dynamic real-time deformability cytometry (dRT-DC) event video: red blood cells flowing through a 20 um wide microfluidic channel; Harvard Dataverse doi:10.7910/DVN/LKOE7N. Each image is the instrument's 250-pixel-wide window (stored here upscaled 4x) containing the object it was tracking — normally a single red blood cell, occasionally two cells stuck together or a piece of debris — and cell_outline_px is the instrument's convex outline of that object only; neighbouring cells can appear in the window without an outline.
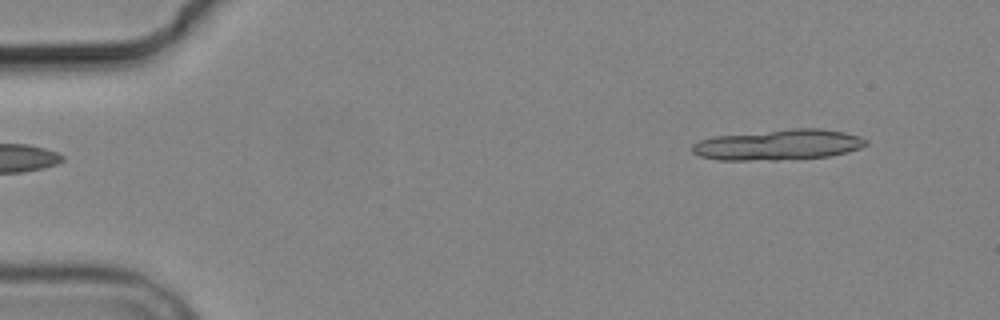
{"species": "common noctule bat (a hibernating species)", "species_latin": "Nyctalus noctula", "temperature_condition": "cold", "stored_images_in_passage": 3, "segment_of_instrument_passage": [2, 2], "camera_frame_rate_fps": 3000, "um_per_image_px": 0.085, "animal": {"sex": "male", "body_mass_g": 19.2, "forearm_length_mm": 51.8}, "frame": {"image": 1, "passage_image": 3, "time_ms": 2.333, "image_size_px": [1000, 320], "cell_outline_px": [[868, 144], [860, 148], [848, 152], [828, 156], [796, 160], [716, 160], [700, 156], [692, 152], [692, 144], [700, 140], [712, 136], [792, 128], [820, 128], [844, 132], [860, 136], [868, 140]], "centroid_in_image_um": [66.18, 12.31], "position_along_channel_um": 18.8, "area_um2": 31.5}}